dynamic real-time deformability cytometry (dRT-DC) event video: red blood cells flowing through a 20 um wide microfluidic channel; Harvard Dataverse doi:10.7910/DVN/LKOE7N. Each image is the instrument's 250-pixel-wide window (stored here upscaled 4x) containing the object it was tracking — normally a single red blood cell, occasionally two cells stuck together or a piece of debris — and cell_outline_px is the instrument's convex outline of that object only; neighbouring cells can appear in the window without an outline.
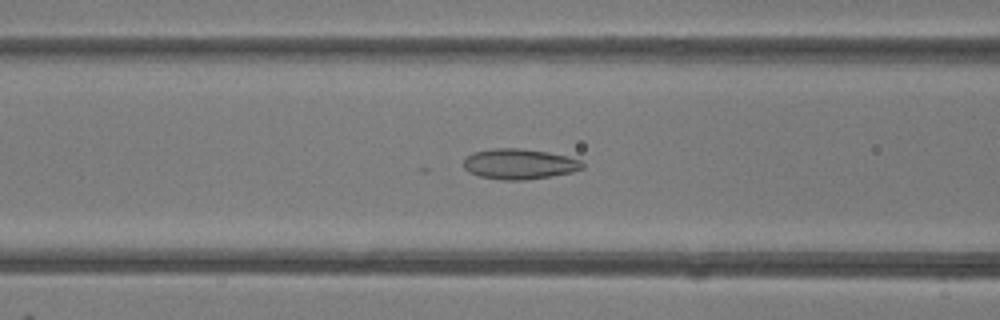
{"species": "common noctule bat (a hibernating species)", "species_latin": "Nyctalus noctula", "temperature_condition": "room temperature", "stored_images_in_passage": 49, "camera_frame_rate_fps": 3000, "um_per_image_px": 0.085, "animal": {"sex": "female"}, "frame": {"image": 1, "passage_image": 20, "time_ms": 6.333, "image_size_px": [1000, 320], "cell_outline_px": [[584, 168], [572, 172], [552, 176], [524, 180], [504, 180], [480, 176], [468, 172], [464, 168], [464, 160], [472, 152], [492, 148], [520, 148], [548, 152], [568, 156], [580, 160], [584, 164]], "centroid_in_image_um": [44.15, 13.93], "position_along_channel_um": 122.5, "area_um2": 21.15}}
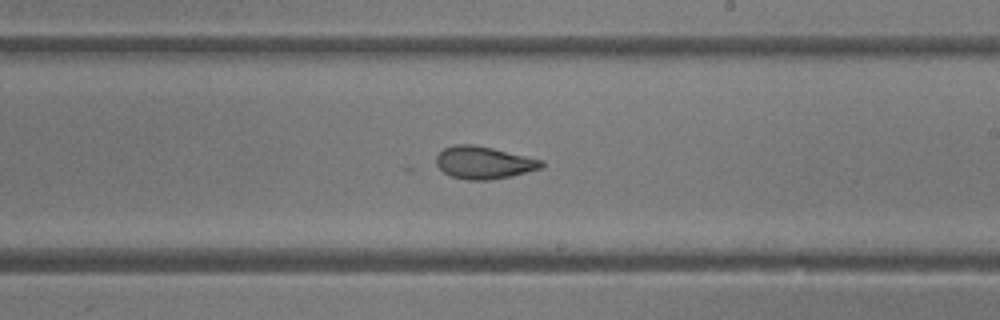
{"frame": {"image": 2, "passage_image": 29, "time_ms": 9.333, "image_size_px": [1000, 320], "cell_outline_px": [[544, 164], [540, 168], [512, 176], [488, 180], [468, 180], [452, 176], [444, 172], [436, 164], [436, 156], [444, 148], [452, 144], [472, 144], [492, 148], [544, 160]], "centroid_in_image_um": [41.11, 13.81], "position_along_channel_um": 247.9, "area_um2": 19.83}}
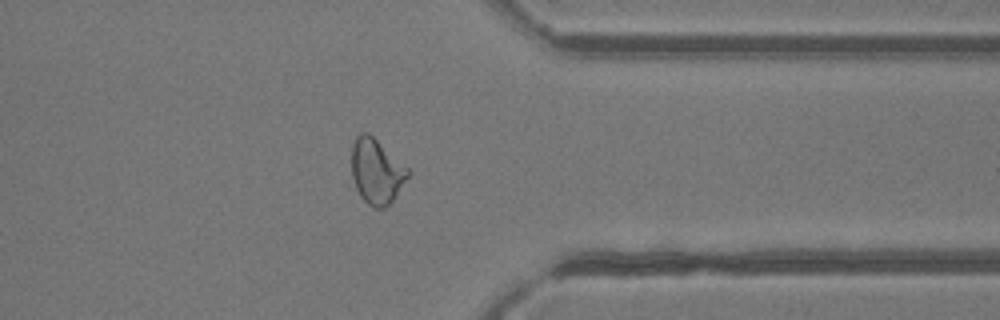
{"frame": {"image": 3, "passage_image": 39, "time_ms": 12.667, "image_size_px": [1000, 320], "cell_outline_px": [[412, 172], [392, 200], [384, 208], [372, 208], [348, 184], [352, 144], [356, 136], [360, 132], [368, 132], [408, 168]], "centroid_in_image_um": [31.91, 14.58], "position_along_channel_um": 379.5, "area_um2": 22.14}}